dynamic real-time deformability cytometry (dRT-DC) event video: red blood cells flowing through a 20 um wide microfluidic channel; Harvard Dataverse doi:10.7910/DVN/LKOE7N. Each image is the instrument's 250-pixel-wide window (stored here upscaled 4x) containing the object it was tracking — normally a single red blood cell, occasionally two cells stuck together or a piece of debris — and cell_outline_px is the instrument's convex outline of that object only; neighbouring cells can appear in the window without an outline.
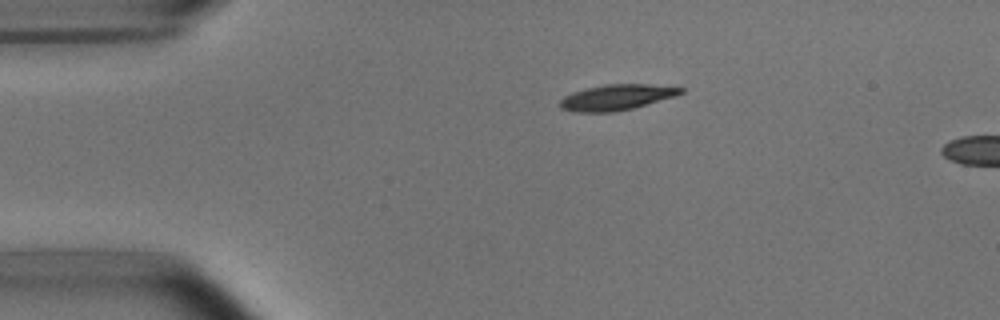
{"species": "common noctule bat (a hibernating species)", "species_latin": "Nyctalus noctula", "temperature_condition": "room temperature", "stored_images_in_passage": 4, "camera_frame_rate_fps": 3000, "um_per_image_px": 0.085, "animal": {"sex": "male", "body_mass_g": 15.6}, "frame": {"image": 1, "passage_image": 1, "time_ms": 0.0, "image_size_px": [1000, 320], "cell_outline_px": [[684, 92], [676, 96], [632, 108], [616, 112], [576, 112], [560, 108], [560, 100], [564, 96], [572, 92], [604, 84], [648, 84], [684, 88]], "centroid_in_image_um": [52.41, 8.27], "position_along_channel_um": 32.6, "area_um2": 17.98}}